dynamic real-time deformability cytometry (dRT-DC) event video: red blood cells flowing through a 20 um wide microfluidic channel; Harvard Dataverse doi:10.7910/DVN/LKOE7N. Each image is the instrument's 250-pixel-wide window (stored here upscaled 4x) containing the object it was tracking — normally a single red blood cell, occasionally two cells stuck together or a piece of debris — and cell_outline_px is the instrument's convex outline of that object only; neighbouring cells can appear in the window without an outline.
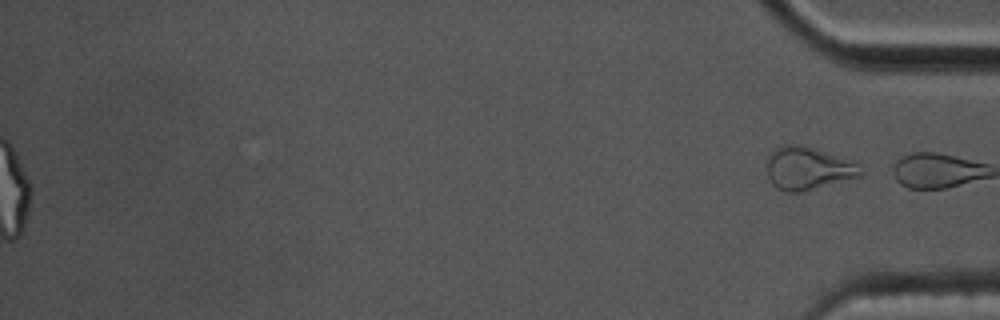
{"species": "common noctule bat (a hibernating species)", "species_latin": "Nyctalus noctula", "temperature_condition": "cold", "stored_images_in_passage": 47, "segment_of_instrument_passage": [2, 2], "camera_frame_rate_fps": 3000, "um_per_image_px": 0.085, "animal": {"sex": "male", "body_mass_g": 17.5, "forearm_length_mm": 52.3}, "frame": {"image": 1, "passage_image": 47, "time_ms": 15.333, "image_size_px": [1000, 320], "cell_outline_px": [[864, 172], [860, 176], [800, 192], [784, 192], [776, 188], [772, 184], [768, 176], [764, 164], [768, 156], [780, 144], [800, 144], [856, 160], [860, 164]], "centroid_in_image_um": [68.67, 14.28], "position_along_channel_um": 366.5, "area_um2": 23.99}}